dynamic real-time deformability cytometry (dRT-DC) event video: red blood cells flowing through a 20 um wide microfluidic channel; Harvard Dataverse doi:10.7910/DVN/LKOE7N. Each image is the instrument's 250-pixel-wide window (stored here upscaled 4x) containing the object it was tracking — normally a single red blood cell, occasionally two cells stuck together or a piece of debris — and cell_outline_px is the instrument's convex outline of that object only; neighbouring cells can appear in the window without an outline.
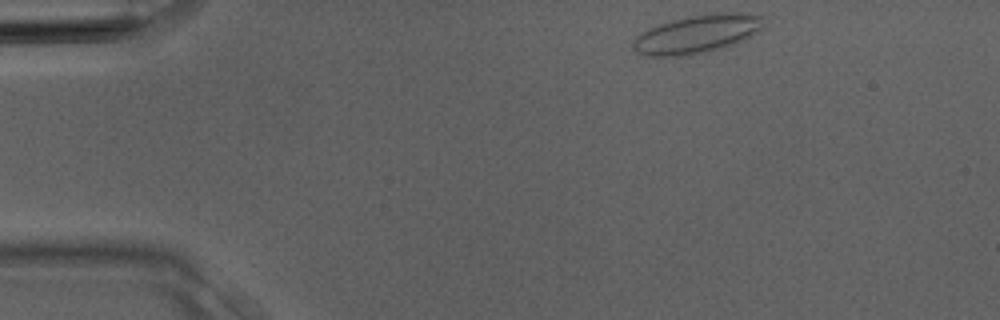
{"species": "Egyptian fruit bat (a non-hibernating species)", "species_latin": "Rousettus aegyptiacus", "temperature_condition": "room temperature", "stored_images_in_passage": 2, "camera_frame_rate_fps": 3000, "um_per_image_px": 0.085, "animal": {"sex": "male"}, "frame": {"image": 1, "passage_image": 1, "time_ms": 0.0, "image_size_px": [1000, 320], "cell_outline_px": [[764, 28], [760, 32], [736, 44], [708, 52], [692, 56], [644, 56], [636, 52], [632, 48], [632, 40], [640, 32], [648, 28], [672, 20], [688, 16], [716, 12], [736, 12], [764, 16]], "centroid_in_image_um": [59.28, 2.9], "position_along_channel_um": 25.7, "area_um2": 29.94}}